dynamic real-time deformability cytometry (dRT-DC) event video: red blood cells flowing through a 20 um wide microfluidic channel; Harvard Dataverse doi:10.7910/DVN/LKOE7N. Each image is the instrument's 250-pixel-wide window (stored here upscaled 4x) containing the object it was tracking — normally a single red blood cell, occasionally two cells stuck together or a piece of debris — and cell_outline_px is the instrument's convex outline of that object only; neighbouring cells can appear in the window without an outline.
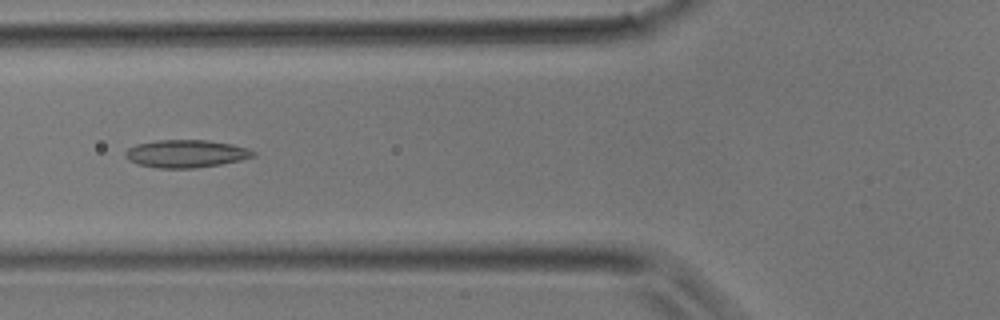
{"species": "common noctule bat (a hibernating species)", "species_latin": "Nyctalus noctula", "temperature_condition": "room temperature", "stored_images_in_passage": 39, "camera_frame_rate_fps": 3000, "um_per_image_px": 0.085, "animal": {"sex": "male", "body_mass_g": 17.9}, "frame": {"image": 1, "passage_image": 15, "time_ms": 4.667, "image_size_px": [1000, 320], "cell_outline_px": [[256, 156], [240, 160], [220, 164], [196, 168], [156, 168], [136, 164], [128, 160], [124, 156], [124, 152], [128, 148], [136, 144], [156, 140], [208, 140], [232, 144], [248, 148], [256, 152]], "centroid_in_image_um": [15.79, 13.06], "position_along_channel_um": 110.0, "area_um2": 20.87}}
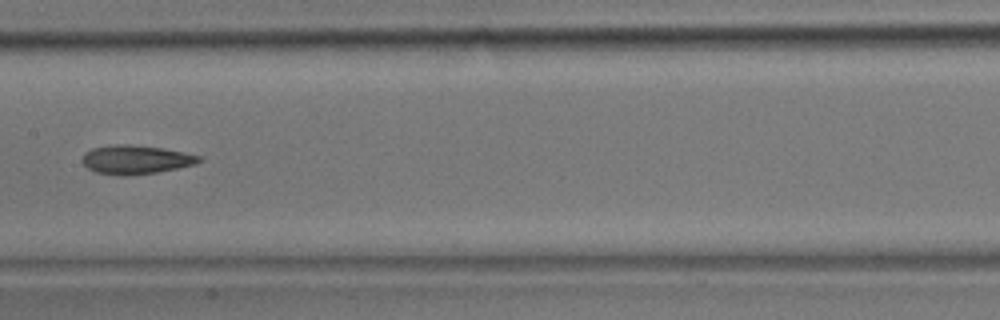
{"frame": {"image": 2, "passage_image": 20, "time_ms": 6.333, "image_size_px": [1000, 320], "cell_outline_px": [[200, 160], [196, 164], [156, 172], [124, 176], [120, 176], [96, 172], [88, 168], [84, 164], [84, 152], [92, 148], [120, 144], [124, 144], [164, 148], [184, 152], [200, 156]], "centroid_in_image_um": [11.54, 13.57], "position_along_channel_um": 195.9, "area_um2": 19.31}}
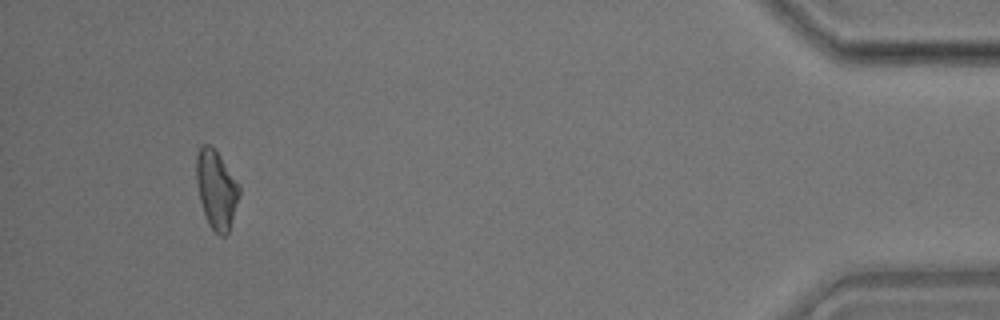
{"frame": {"image": 3, "passage_image": 37, "time_ms": 12.0, "image_size_px": [1000, 320], "cell_outline_px": [[240, 196], [228, 236], [220, 236], [208, 224], [200, 200], [196, 184], [196, 156], [200, 148], [204, 144], [208, 144], [220, 156], [240, 188]], "centroid_in_image_um": [18.39, 16.16], "position_along_channel_um": 416.8, "area_um2": 19.48}}